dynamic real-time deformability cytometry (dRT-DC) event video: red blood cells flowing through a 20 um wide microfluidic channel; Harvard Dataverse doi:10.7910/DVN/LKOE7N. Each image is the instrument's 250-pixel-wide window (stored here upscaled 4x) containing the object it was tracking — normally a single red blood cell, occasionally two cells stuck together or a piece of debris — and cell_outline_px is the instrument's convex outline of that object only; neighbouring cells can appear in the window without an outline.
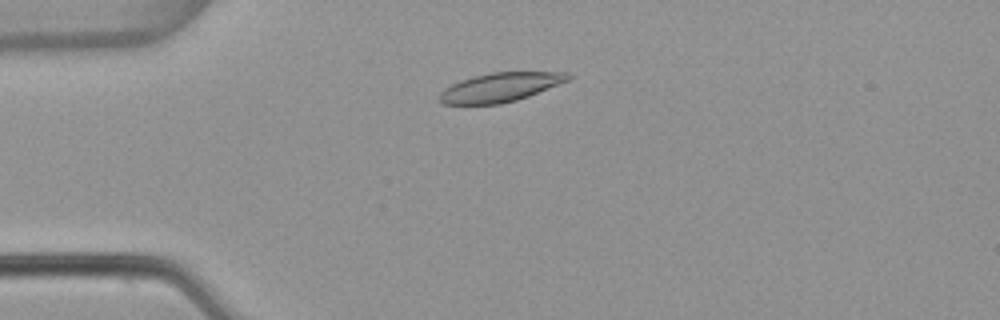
{"species": "common noctule bat (a hibernating species)", "species_latin": "Nyctalus noctula", "temperature_condition": "warm", "stored_images_in_passage": 3, "camera_frame_rate_fps": 3000, "um_per_image_px": 0.085, "animal": {"sex": "female", "body_mass_g": 22.7, "forearm_length_mm": 54.2}, "frame": {"image": 1, "passage_image": 2, "time_ms": 0.333, "image_size_px": [1000, 320], "cell_outline_px": [[572, 76], [568, 80], [528, 96], [516, 100], [500, 104], [444, 104], [440, 100], [440, 92], [444, 88], [460, 80], [492, 72], [568, 72]], "centroid_in_image_um": [42.51, 7.41], "position_along_channel_um": 42.5, "area_um2": 21.44}}